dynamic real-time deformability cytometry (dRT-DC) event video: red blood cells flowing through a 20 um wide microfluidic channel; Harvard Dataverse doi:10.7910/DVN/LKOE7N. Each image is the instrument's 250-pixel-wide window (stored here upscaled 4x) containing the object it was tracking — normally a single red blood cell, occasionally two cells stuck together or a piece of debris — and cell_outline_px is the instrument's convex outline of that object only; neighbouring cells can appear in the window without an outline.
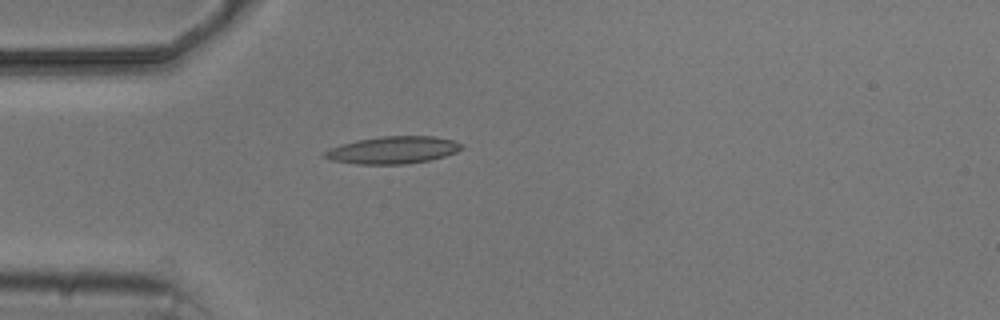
{"species": "common noctule bat (a hibernating species)", "species_latin": "Nyctalus noctula", "temperature_condition": "cold", "stored_images_in_passage": 4, "camera_frame_rate_fps": 3000, "um_per_image_px": 0.085, "animal": {"sex": "male", "body_mass_g": 20.5, "forearm_length_mm": 52.5}, "frame": {"image": 1, "passage_image": 4, "time_ms": 3.333, "image_size_px": [1000, 320], "cell_outline_px": [[464, 148], [456, 152], [432, 160], [404, 164], [356, 164], [332, 160], [320, 156], [328, 148], [340, 144], [356, 140], [380, 136], [436, 136], [452, 140], [464, 144]], "centroid_in_image_um": [33.39, 12.75], "position_along_channel_um": 51.6, "area_um2": 22.08}}